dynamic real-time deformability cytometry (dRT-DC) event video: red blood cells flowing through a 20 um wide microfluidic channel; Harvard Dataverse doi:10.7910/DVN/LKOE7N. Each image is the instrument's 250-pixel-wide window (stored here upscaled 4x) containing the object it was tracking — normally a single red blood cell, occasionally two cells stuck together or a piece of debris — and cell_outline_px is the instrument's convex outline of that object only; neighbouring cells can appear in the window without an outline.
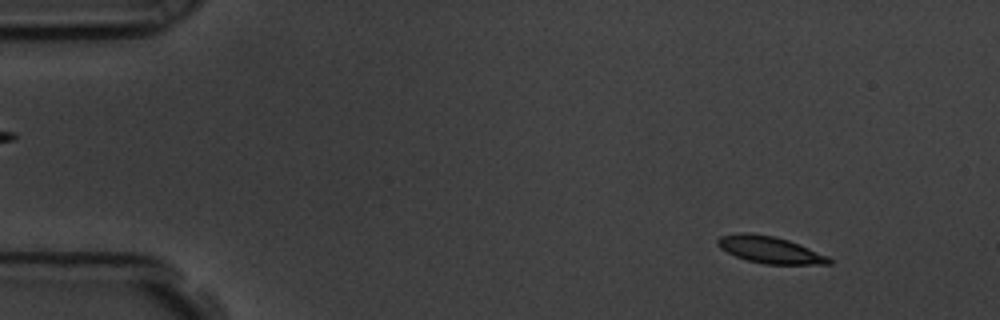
{"species": "common noctule bat (a hibernating species)", "species_latin": "Nyctalus noctula", "temperature_condition": "room temperature", "stored_images_in_passage": 55, "camera_frame_rate_fps": 3000, "um_per_image_px": 0.085, "animal": {"sex": "male", "body_mass_g": 19.5, "forearm_length_mm": 54.6}, "frame": {"image": 1, "passage_image": 4, "time_ms": 1.0, "image_size_px": [1000, 320], "cell_outline_px": [[832, 264], [764, 264], [748, 260], [736, 256], [720, 248], [716, 244], [716, 240], [720, 236], [740, 232], [748, 232], [776, 236], [788, 240], [828, 256], [832, 260]], "centroid_in_image_um": [65.41, 21.22], "position_along_channel_um": 19.6, "area_um2": 17.4}}
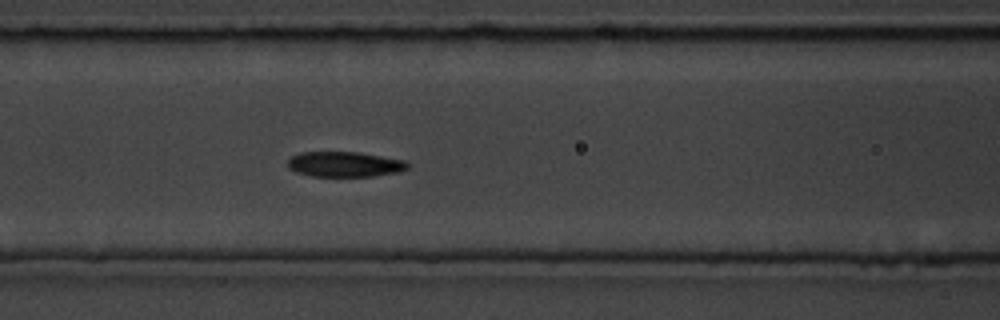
{"frame": {"image": 2, "passage_image": 22, "time_ms": 7.0, "image_size_px": [1000, 320], "cell_outline_px": [[408, 168], [400, 172], [372, 176], [312, 176], [296, 172], [288, 168], [288, 160], [292, 156], [300, 152], [356, 152], [408, 160]], "centroid_in_image_um": [29.32, 13.96], "position_along_channel_um": 137.3, "area_um2": 17.69}}
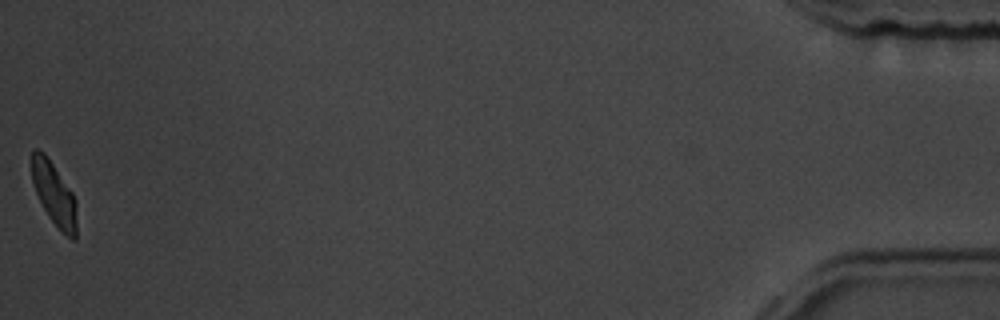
{"frame": {"image": 3, "passage_image": 55, "time_ms": 18.0, "image_size_px": [1000, 320], "cell_outline_px": [[76, 240], [72, 240], [48, 216], [36, 192], [32, 180], [32, 148], [36, 148], [44, 152], [72, 192], [76, 200]], "centroid_in_image_um": [4.6, 16.45], "position_along_channel_um": 430.6, "area_um2": 16.13}, "authors_computed_cell_mechanics": {"area_um2": 17.8602, "velocity_mm_per_s": 3.5583, "shape_relaxation_time_tau1_ms": 2.5986, "shape_relaxation_time_tau2_ms": 11.2727, "deformation_change_tau1": 0.1136, "deformation_change_tau2": 0.1125}}